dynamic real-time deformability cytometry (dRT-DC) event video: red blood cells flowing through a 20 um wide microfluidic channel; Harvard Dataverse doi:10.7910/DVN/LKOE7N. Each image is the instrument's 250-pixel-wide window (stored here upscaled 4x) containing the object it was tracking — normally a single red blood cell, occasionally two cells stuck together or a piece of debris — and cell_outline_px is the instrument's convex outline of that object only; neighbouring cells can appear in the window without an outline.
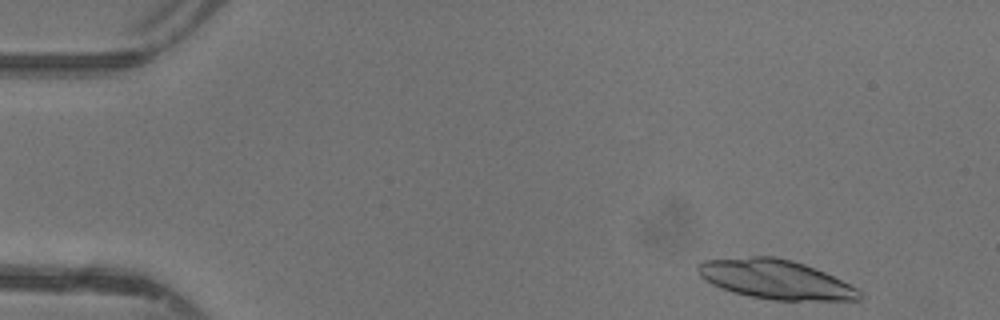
{"species": "common noctule bat (a hibernating species)", "species_latin": "Nyctalus noctula", "temperature_condition": "warm", "stored_images_in_passage": 6, "camera_frame_rate_fps": 3000, "um_per_image_px": 0.085, "animal": {"sex": "female"}, "frame": {"image": 1, "passage_image": 2, "time_ms": 0.333, "image_size_px": [1000, 320], "cell_outline_px": [[860, 300], [776, 300], [752, 296], [732, 292], [720, 288], [704, 280], [700, 276], [696, 268], [696, 264], [704, 260], [752, 256], [776, 256], [792, 260], [804, 264], [824, 272], [856, 288], [860, 292]], "centroid_in_image_um": [65.85, 23.73], "position_along_channel_um": 19.2, "area_um2": 36.7}}